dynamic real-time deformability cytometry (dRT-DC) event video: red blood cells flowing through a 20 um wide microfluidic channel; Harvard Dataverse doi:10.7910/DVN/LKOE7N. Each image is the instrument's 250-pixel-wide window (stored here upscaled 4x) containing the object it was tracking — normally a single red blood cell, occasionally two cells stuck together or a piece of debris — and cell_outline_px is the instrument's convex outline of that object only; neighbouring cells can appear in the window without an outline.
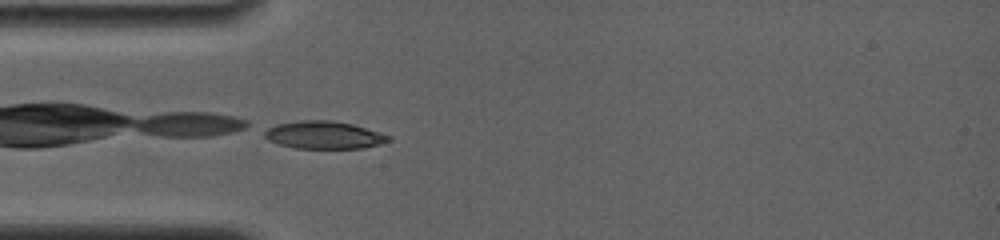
{"species": "common noctule bat (a hibernating species)", "species_latin": "Nyctalus noctula", "temperature_condition": "room temperature", "stored_images_in_passage": 35, "camera_frame_rate_fps": 4000, "um_per_image_px": 0.085, "animal": {"sex": "female", "body_mass_g": 19.0, "forearm_length_mm": 56.7}, "frame": {"image": 1, "passage_image": 1, "time_ms": 0.0, "image_size_px": [1000, 240], "cell_outline_px": [[392, 140], [380, 144], [360, 148], [296, 148], [280, 144], [268, 140], [264, 136], [264, 132], [268, 128], [276, 124], [300, 120], [332, 120], [352, 124], [380, 132], [392, 136]], "centroid_in_image_um": [27.56, 11.47], "position_along_channel_um": 57.4, "area_um2": 19.94}}